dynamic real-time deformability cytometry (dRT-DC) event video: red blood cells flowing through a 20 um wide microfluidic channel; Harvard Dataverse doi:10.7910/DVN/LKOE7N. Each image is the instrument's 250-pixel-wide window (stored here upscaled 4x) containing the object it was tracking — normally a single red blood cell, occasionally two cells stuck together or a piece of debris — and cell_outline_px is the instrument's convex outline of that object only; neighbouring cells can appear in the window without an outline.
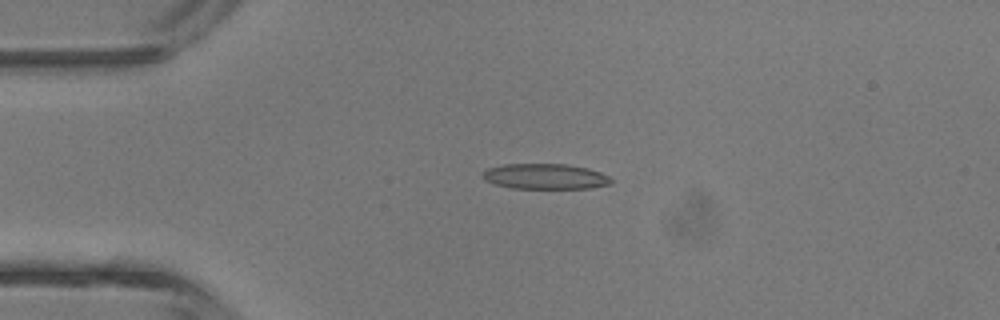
{"species": "common noctule bat (a hibernating species)", "species_latin": "Nyctalus noctula", "temperature_condition": "room temperature", "stored_images_in_passage": 5, "camera_frame_rate_fps": 3000, "um_per_image_px": 0.085, "animal": {"sex": "male", "body_mass_g": 13.3}, "frame": {"image": 1, "passage_image": 3, "time_ms": 2.333, "image_size_px": [1000, 320], "cell_outline_px": [[612, 184], [588, 188], [512, 188], [496, 184], [484, 180], [480, 176], [480, 172], [488, 168], [504, 164], [564, 164], [588, 168], [600, 172], [608, 176], [612, 180]], "centroid_in_image_um": [46.3, 14.99], "position_along_channel_um": 38.7, "area_um2": 19.07}}
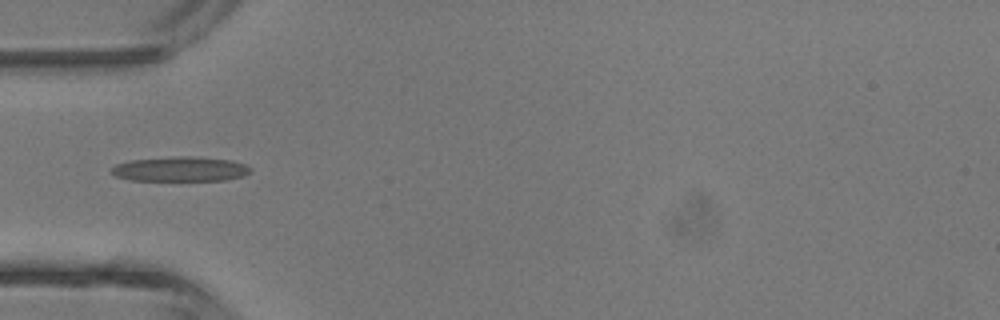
{"frame": {"image": 2, "passage_image": 4, "time_ms": 3.667, "image_size_px": [1000, 320], "cell_outline_px": [[252, 168], [244, 176], [224, 180], [132, 180], [116, 176], [108, 172], [116, 164], [132, 160], [180, 156], [192, 156], [232, 160], [244, 164]], "centroid_in_image_um": [15.32, 14.37], "position_along_channel_um": 69.7, "area_um2": 19.88}}
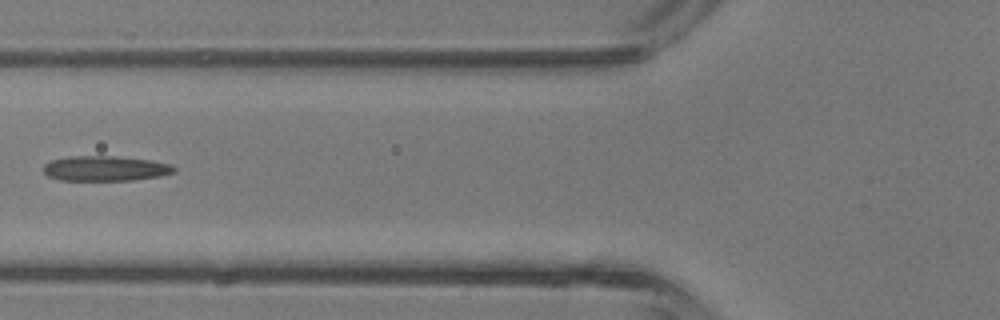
{"frame": {"image": 3, "passage_image": 5, "time_ms": 4.667, "image_size_px": [1000, 320], "cell_outline_px": [[176, 172], [160, 176], [132, 180], [60, 180], [48, 176], [44, 172], [44, 164], [52, 160], [68, 156], [116, 156], [148, 160], [172, 164], [176, 168]], "centroid_in_image_um": [8.96, 14.32], "position_along_channel_um": 116.8, "area_um2": 19.07}}